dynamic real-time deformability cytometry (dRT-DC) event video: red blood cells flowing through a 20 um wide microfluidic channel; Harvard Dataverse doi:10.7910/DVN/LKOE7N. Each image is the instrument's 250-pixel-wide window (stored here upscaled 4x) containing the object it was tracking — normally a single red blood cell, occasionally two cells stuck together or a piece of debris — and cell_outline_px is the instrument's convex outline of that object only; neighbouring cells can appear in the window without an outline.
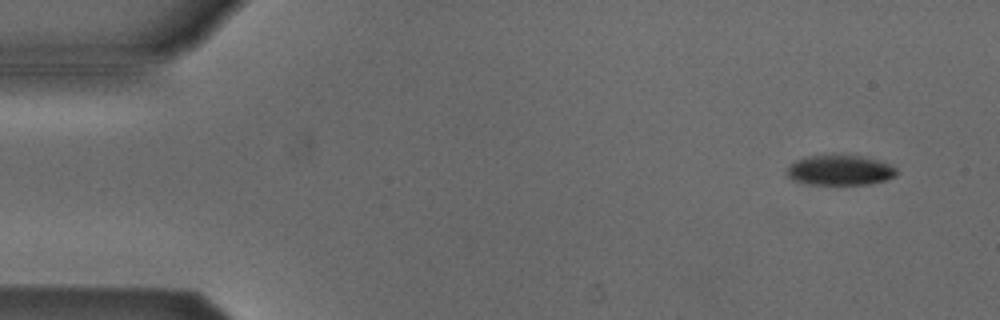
{"species": "Egyptian fruit bat (a non-hibernating species)", "species_latin": "Rousettus aegyptiacus", "temperature_condition": "cold", "stored_images_in_passage": 5, "camera_frame_rate_fps": 3000, "um_per_image_px": 0.085, "animal": {"sex": "male"}, "frame": {"image": 1, "passage_image": 2, "time_ms": 1.0, "image_size_px": [1000, 320], "cell_outline_px": [[900, 172], [896, 176], [884, 180], [868, 184], [812, 184], [796, 180], [788, 176], [788, 164], [804, 156], [864, 156], [888, 164], [896, 168]], "centroid_in_image_um": [71.42, 14.46], "position_along_channel_um": 13.6, "area_um2": 18.9}}
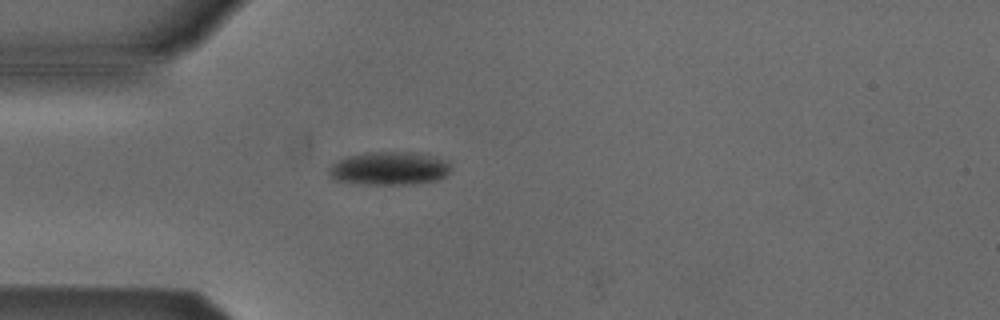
{"frame": {"image": 2, "passage_image": 5, "time_ms": 4.667, "image_size_px": [1000, 320], "cell_outline_px": [[448, 172], [444, 176], [436, 180], [412, 184], [360, 184], [332, 180], [328, 176], [328, 168], [336, 160], [348, 156], [368, 152], [408, 152], [432, 156], [448, 164]], "centroid_in_image_um": [32.95, 14.33], "position_along_channel_um": 52.1, "area_um2": 23.41}}